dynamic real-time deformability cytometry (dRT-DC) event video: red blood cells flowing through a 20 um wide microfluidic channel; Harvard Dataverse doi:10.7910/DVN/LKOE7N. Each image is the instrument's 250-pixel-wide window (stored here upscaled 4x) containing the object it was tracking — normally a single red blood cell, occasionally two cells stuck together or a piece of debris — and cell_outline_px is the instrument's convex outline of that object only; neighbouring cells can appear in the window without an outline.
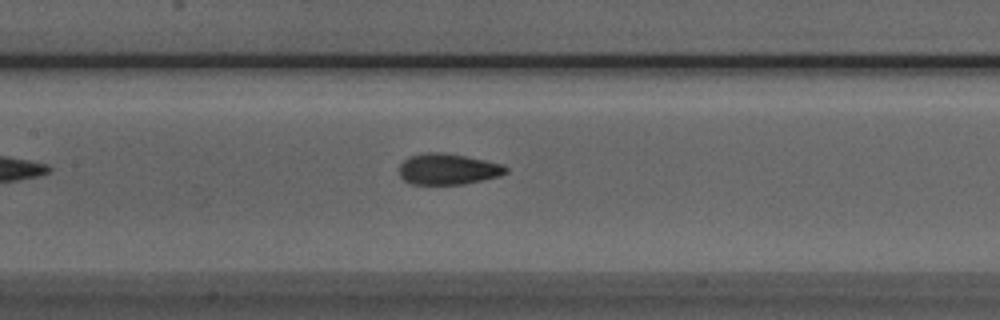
{"species": "Egyptian fruit bat (a non-hibernating species)", "species_latin": "Rousettus aegyptiacus", "temperature_condition": "room temperature", "stored_images_in_passage": 32, "camera_frame_rate_fps": 3000, "um_per_image_px": 0.085, "animal": {"sex": "male"}, "frame": {"image": 1, "passage_image": 9, "time_ms": 2.667, "image_size_px": [1000, 320], "cell_outline_px": [[508, 172], [500, 176], [464, 184], [412, 184], [404, 180], [400, 176], [400, 164], [408, 156], [424, 152], [444, 152], [504, 164], [508, 168]], "centroid_in_image_um": [38.08, 14.37], "position_along_channel_um": 169.3, "area_um2": 19.36}}
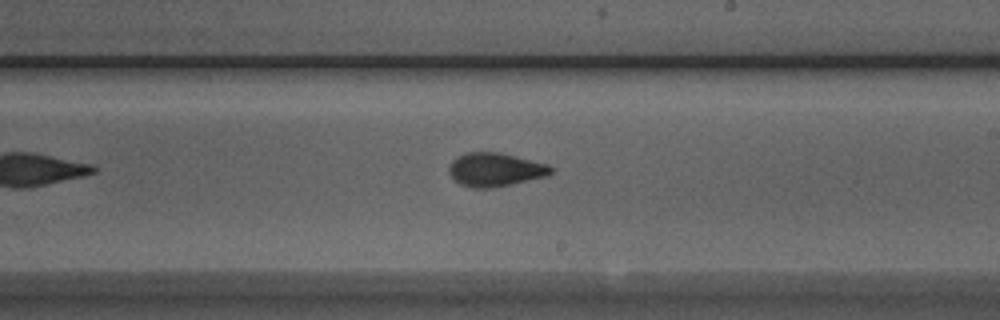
{"frame": {"image": 2, "passage_image": 15, "time_ms": 4.667, "image_size_px": [1000, 320], "cell_outline_px": [[552, 172], [548, 176], [488, 188], [472, 188], [460, 184], [448, 172], [448, 168], [452, 160], [468, 152], [500, 152], [548, 164], [552, 168]], "centroid_in_image_um": [42.09, 14.41], "position_along_channel_um": 246.9, "area_um2": 19.71}}
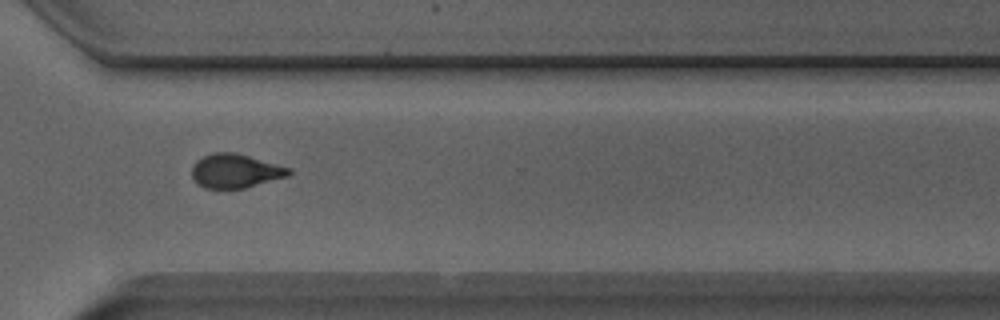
{"frame": {"image": 3, "passage_image": 23, "time_ms": 7.333, "image_size_px": [1000, 320], "cell_outline_px": [[292, 172], [288, 176], [244, 188], [204, 188], [192, 176], [192, 164], [196, 160], [212, 152], [236, 152], [292, 168]], "centroid_in_image_um": [20.02, 14.51], "position_along_channel_um": 350.6, "area_um2": 19.19}, "authors_computed_cell_mechanics": {"area_um2": 19.363, "velocity_mm_per_s": 3.894, "shape_relaxation_time_tau1_ms": 5.5613, "shape_relaxation_time_tau2_ms": 1.0453, "deformation_change_tau1": 0.1612, "deformation_change_tau2": 0.0675}}